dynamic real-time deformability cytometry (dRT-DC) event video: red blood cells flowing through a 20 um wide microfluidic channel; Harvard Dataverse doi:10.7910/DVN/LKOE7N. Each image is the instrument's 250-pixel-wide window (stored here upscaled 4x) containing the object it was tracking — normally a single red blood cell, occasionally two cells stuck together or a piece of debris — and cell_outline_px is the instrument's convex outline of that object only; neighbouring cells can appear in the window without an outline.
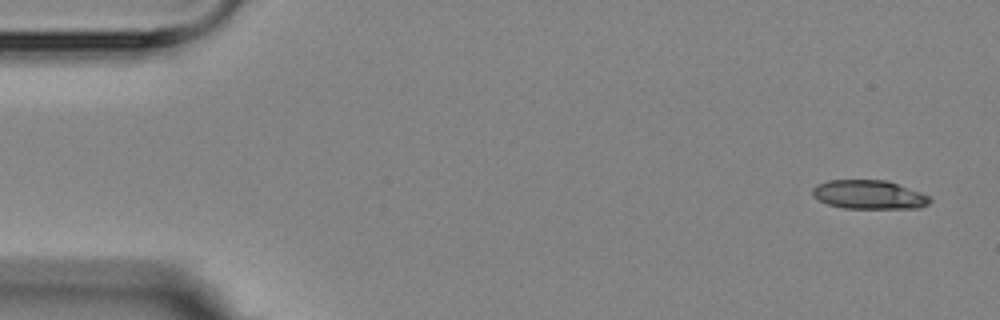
{"species": "Egyptian fruit bat (a non-hibernating species)", "species_latin": "Rousettus aegyptiacus", "temperature_condition": "room temperature", "stored_images_in_passage": 4, "camera_frame_rate_fps": 3000, "um_per_image_px": 0.085, "animal": {"sex": "female"}, "frame": {"image": 1, "passage_image": 1, "time_ms": 0.0, "image_size_px": [1000, 320], "cell_outline_px": [[932, 200], [928, 204], [920, 208], [844, 208], [828, 204], [812, 196], [812, 188], [816, 184], [828, 180], [888, 180], [920, 192], [928, 196]], "centroid_in_image_um": [73.85, 16.54], "position_along_channel_um": 11.2, "area_um2": 19.77}}